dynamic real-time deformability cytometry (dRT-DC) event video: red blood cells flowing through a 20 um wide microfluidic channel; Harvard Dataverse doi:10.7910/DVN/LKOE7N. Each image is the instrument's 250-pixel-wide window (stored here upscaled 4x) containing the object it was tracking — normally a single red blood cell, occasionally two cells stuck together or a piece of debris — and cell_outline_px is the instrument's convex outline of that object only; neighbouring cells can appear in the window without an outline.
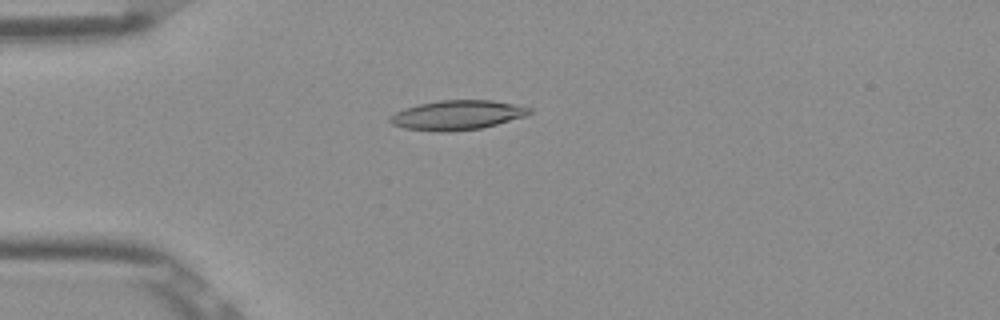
{"species": "Egyptian fruit bat (a non-hibernating species)", "species_latin": "Rousettus aegyptiacus", "temperature_condition": "room temperature", "stored_images_in_passage": 52, "camera_frame_rate_fps": 3000, "um_per_image_px": 0.085, "frame": {"image": 1, "passage_image": 14, "time_ms": 4.333, "image_size_px": [1000, 320], "cell_outline_px": [[532, 112], [528, 116], [480, 128], [448, 132], [436, 132], [404, 128], [392, 124], [388, 120], [388, 116], [404, 108], [420, 104], [440, 100], [492, 100], [532, 108]], "centroid_in_image_um": [38.85, 9.79], "position_along_channel_um": 46.1, "area_um2": 24.04}}
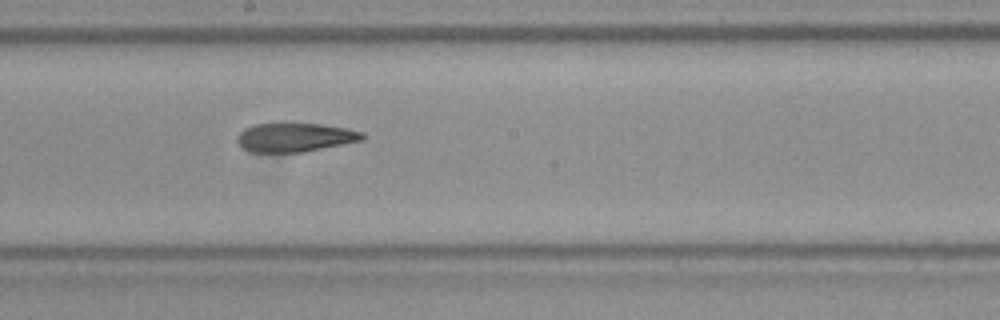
{"frame": {"image": 2, "passage_image": 29, "time_ms": 9.333, "image_size_px": [1000, 320], "cell_outline_px": [[368, 136], [364, 140], [304, 152], [248, 152], [236, 140], [236, 136], [244, 128], [252, 124], [280, 120], [284, 120], [320, 124], [344, 128], [364, 132]], "centroid_in_image_um": [25.05, 11.62], "position_along_channel_um": 223.2, "area_um2": 22.14}}
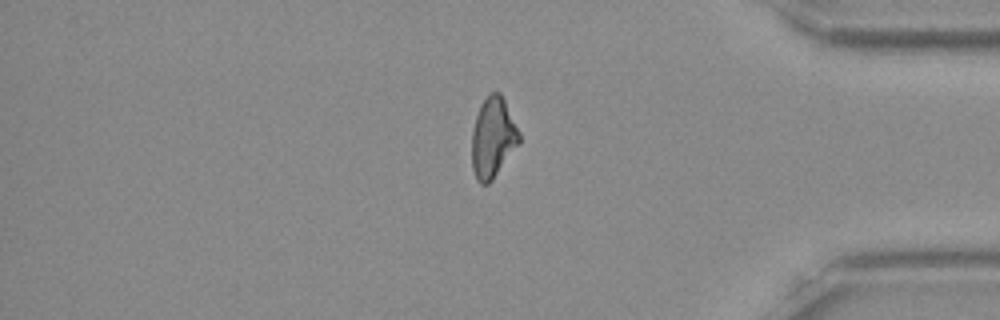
{"frame": {"image": 3, "passage_image": 44, "time_ms": 14.333, "image_size_px": [1000, 320], "cell_outline_px": [[520, 144], [492, 180], [488, 184], [480, 184], [476, 180], [472, 168], [472, 128], [480, 104], [492, 92], [500, 92], [520, 132]], "centroid_in_image_um": [41.9, 11.73], "position_along_channel_um": 393.3, "area_um2": 22.25}, "authors_computed_cell_mechanics": {"area_um2": 22.7154, "velocity_mm_per_s": 3.9018, "shape_relaxation_time_tau1_ms": 8.9319, "shape_relaxation_time_tau2_ms": 2.7839, "deformation_change_tau1": 0.2218, "deformation_change_tau2": 0.1098}}